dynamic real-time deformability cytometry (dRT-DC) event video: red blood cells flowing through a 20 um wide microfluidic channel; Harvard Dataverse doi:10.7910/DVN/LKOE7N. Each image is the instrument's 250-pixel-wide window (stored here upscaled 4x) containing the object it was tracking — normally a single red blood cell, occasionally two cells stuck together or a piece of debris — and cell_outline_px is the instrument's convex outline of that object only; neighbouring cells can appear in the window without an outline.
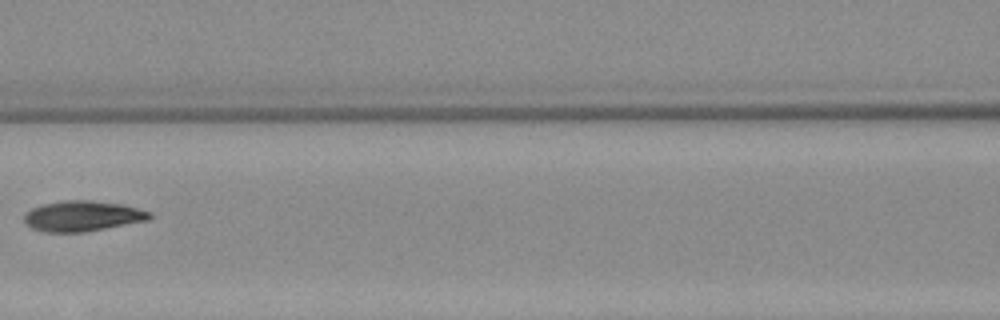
{"species": "Egyptian fruit bat (a non-hibernating species)", "species_latin": "Rousettus aegyptiacus", "temperature_condition": "warm", "stored_images_in_passage": 7, "camera_frame_rate_fps": 3000, "um_per_image_px": 0.085, "animal": {"sex": "female"}, "frame": {"image": 1, "passage_image": 7, "time_ms": 7.333, "image_size_px": [1000, 320], "cell_outline_px": [[152, 216], [148, 220], [84, 232], [44, 232], [32, 228], [24, 220], [24, 216], [32, 208], [44, 204], [64, 200], [88, 200], [120, 204], [152, 212]], "centroid_in_image_um": [7.02, 18.36], "position_along_channel_um": 159.6, "area_um2": 21.96}}